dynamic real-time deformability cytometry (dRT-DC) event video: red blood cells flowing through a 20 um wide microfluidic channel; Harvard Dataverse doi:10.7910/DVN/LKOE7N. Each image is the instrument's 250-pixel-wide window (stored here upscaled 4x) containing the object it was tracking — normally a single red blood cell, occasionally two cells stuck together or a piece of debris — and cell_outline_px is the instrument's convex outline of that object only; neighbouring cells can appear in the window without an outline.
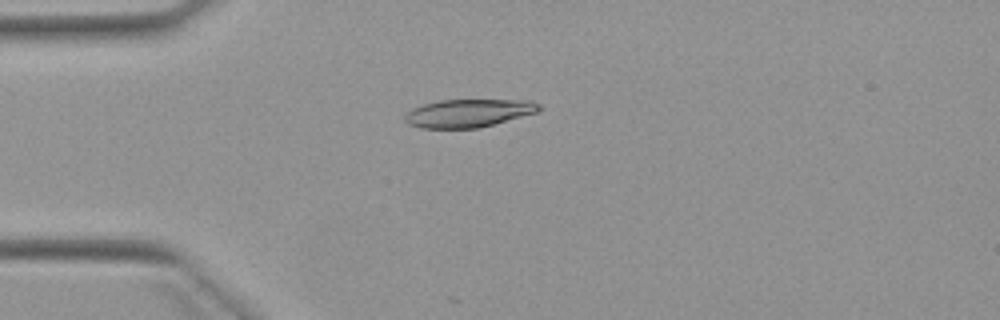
{"species": "Egyptian fruit bat (a non-hibernating species)", "species_latin": "Rousettus aegyptiacus", "temperature_condition": "warm", "stored_images_in_passage": 4, "camera_frame_rate_fps": 3000, "um_per_image_px": 0.085, "animal": {"sex": "female"}, "frame": {"image": 1, "passage_image": 4, "time_ms": 3.667, "image_size_px": [1000, 320], "cell_outline_px": [[540, 108], [536, 112], [480, 128], [420, 128], [408, 124], [404, 120], [404, 116], [412, 108], [424, 104], [440, 100], [528, 100], [540, 104]], "centroid_in_image_um": [39.78, 9.62], "position_along_channel_um": 45.2, "area_um2": 21.79}}